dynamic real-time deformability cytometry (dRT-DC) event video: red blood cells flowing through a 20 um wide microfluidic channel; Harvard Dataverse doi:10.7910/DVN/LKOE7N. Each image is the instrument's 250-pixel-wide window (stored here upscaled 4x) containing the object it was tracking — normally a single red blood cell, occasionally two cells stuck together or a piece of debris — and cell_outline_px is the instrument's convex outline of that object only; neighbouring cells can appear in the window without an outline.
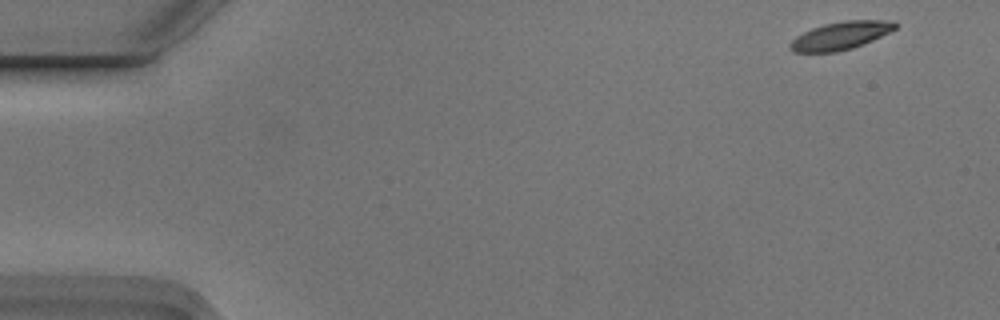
{"species": "Egyptian fruit bat (a non-hibernating species)", "species_latin": "Rousettus aegyptiacus", "temperature_condition": "cold", "stored_images_in_passage": 6, "camera_frame_rate_fps": 3000, "um_per_image_px": 0.085, "animal": {"sex": "male"}, "frame": {"image": 1, "passage_image": 1, "time_ms": 0.0, "image_size_px": [1000, 320], "cell_outline_px": [[896, 28], [864, 44], [852, 48], [836, 52], [792, 52], [788, 48], [788, 44], [796, 36], [812, 28], [824, 24], [844, 20], [896, 20]], "centroid_in_image_um": [71.43, 3.03], "position_along_channel_um": 13.6, "area_um2": 17.11}}
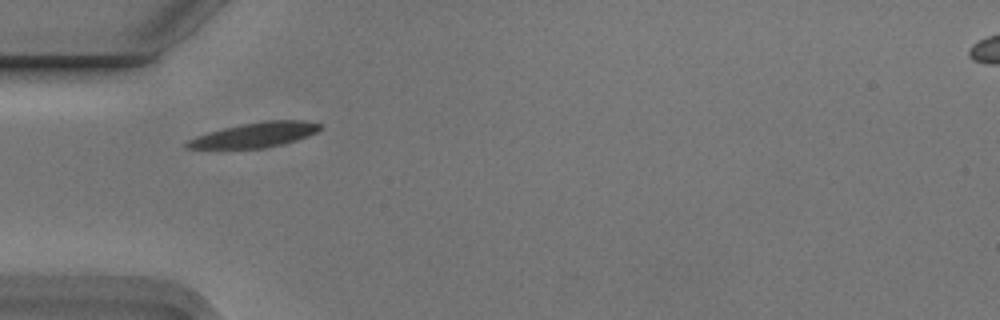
{"frame": {"image": 2, "passage_image": 5, "time_ms": 1.333, "image_size_px": [1000, 320], "cell_outline_px": [[320, 128], [316, 132], [308, 136], [296, 140], [264, 148], [184, 148], [184, 144], [188, 140], [196, 136], [208, 132], [240, 124], [264, 120], [304, 120], [320, 124]], "centroid_in_image_um": [21.65, 11.45], "position_along_channel_um": 63.3, "area_um2": 19.07}}